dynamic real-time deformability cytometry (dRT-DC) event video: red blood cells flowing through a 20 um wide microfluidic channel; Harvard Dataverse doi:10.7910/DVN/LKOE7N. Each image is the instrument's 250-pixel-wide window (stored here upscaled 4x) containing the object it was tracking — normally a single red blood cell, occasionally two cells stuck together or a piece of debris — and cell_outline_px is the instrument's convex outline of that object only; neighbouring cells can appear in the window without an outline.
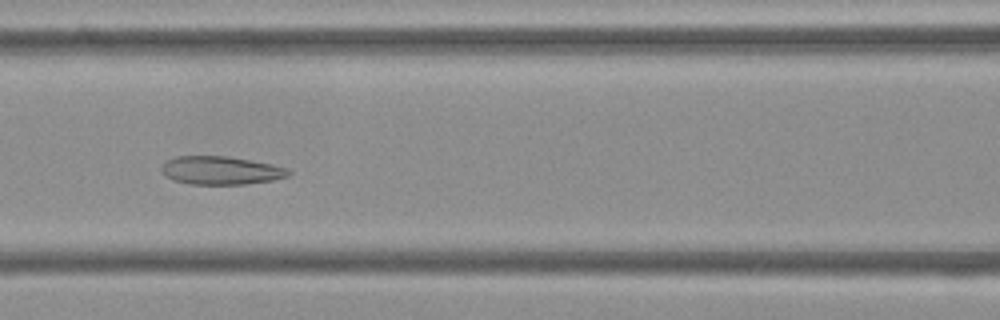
{"species": "Egyptian fruit bat (a non-hibernating species)", "species_latin": "Rousettus aegyptiacus", "temperature_condition": "cold", "stored_images_in_passage": 54, "camera_frame_rate_fps": 3000, "um_per_image_px": 0.085, "frame": {"image": 1, "passage_image": 23, "time_ms": 7.333, "image_size_px": [1000, 320], "cell_outline_px": [[292, 172], [288, 176], [272, 180], [244, 184], [188, 184], [172, 180], [160, 168], [168, 160], [176, 156], [228, 156], [272, 164], [288, 168]], "centroid_in_image_um": [18.8, 14.48], "position_along_channel_um": 147.8, "area_um2": 20.81}}
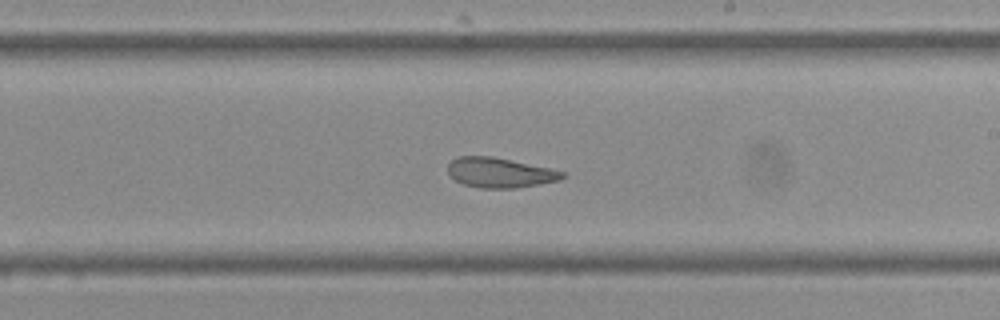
{"frame": {"image": 2, "passage_image": 31, "time_ms": 10.0, "image_size_px": [1000, 320], "cell_outline_px": [[568, 176], [560, 180], [516, 188], [480, 188], [464, 184], [448, 176], [448, 164], [456, 156], [492, 156], [548, 168], [564, 172]], "centroid_in_image_um": [42.46, 14.67], "position_along_channel_um": 246.5, "area_um2": 19.94}}
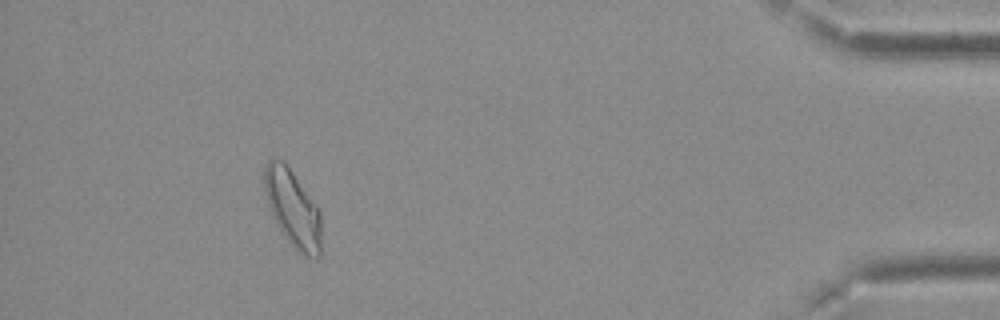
{"frame": {"image": 3, "passage_image": 49, "time_ms": 16.0, "image_size_px": [1000, 320], "cell_outline_px": [[320, 256], [308, 256], [296, 252], [276, 224], [272, 216], [264, 192], [264, 164], [268, 160], [284, 160], [316, 204], [320, 212]], "centroid_in_image_um": [24.85, 17.7], "position_along_channel_um": 410.3, "area_um2": 25.49}, "authors_computed_cell_mechanics": {"area_um2": 23.2645, "velocity_mm_per_s": 3.711, "shape_relaxation_time_tau1_ms": null, "shape_relaxation_time_tau2_ms": 1.5488, "deformation_change_tau1": null, "deformation_change_tau2": 0.0753}}